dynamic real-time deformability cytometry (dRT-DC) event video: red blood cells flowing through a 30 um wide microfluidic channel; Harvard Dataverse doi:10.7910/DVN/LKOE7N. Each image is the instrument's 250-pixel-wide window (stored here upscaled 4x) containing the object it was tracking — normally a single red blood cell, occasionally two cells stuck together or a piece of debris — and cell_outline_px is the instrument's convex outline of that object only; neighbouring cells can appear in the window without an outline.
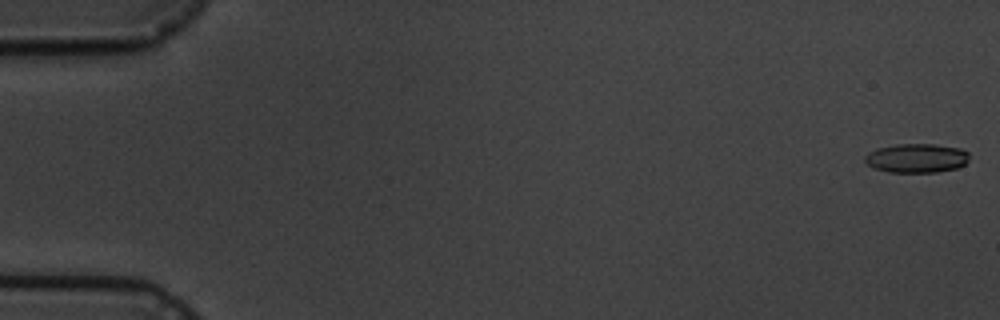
{"species": "common noctule bat (a hibernating species)", "species_latin": "Nyctalus noctula", "temperature_condition": "cold", "stored_images_in_passage": 6, "camera_frame_rate_fps": 3000, "um_per_image_px": 0.085, "animal": {"sex": "male", "body_mass_g": 19.5, "forearm_length_mm": 54.6}, "frame": {"image": 1, "passage_image": 1, "time_ms": 0.0, "image_size_px": [1000, 320], "cell_outline_px": [[968, 160], [964, 164], [956, 168], [936, 172], [888, 172], [876, 168], [868, 164], [864, 160], [864, 156], [868, 152], [876, 148], [896, 144], [936, 144], [960, 148], [968, 152]], "centroid_in_image_um": [77.89, 13.43], "position_along_channel_um": 7.1, "area_um2": 17.69}}
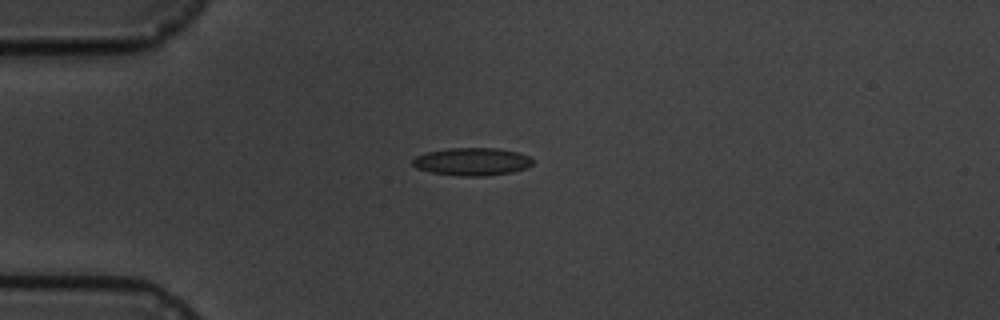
{"frame": {"image": 2, "passage_image": 4, "time_ms": 4.667, "image_size_px": [1000, 320], "cell_outline_px": [[532, 164], [528, 168], [512, 172], [484, 176], [460, 176], [432, 172], [416, 168], [412, 164], [412, 160], [416, 156], [428, 152], [448, 148], [496, 148], [516, 152], [528, 156], [532, 160]], "centroid_in_image_um": [40.12, 13.74], "position_along_channel_um": 44.9, "area_um2": 19.31}}
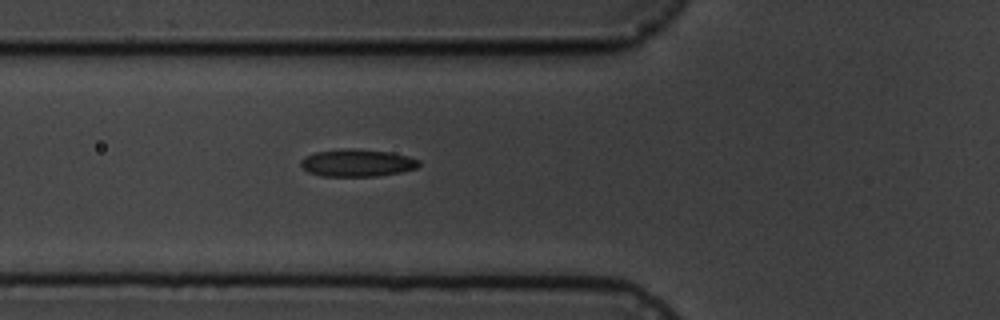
{"frame": {"image": 3, "passage_image": 6, "time_ms": 6.667, "image_size_px": [1000, 320], "cell_outline_px": [[420, 164], [416, 168], [400, 172], [376, 176], [320, 176], [308, 172], [300, 164], [300, 160], [304, 156], [316, 152], [340, 148], [360, 148], [392, 152], [408, 156], [420, 160]], "centroid_in_image_um": [30.35, 13.83], "position_along_channel_um": 95.5, "area_um2": 19.13}}